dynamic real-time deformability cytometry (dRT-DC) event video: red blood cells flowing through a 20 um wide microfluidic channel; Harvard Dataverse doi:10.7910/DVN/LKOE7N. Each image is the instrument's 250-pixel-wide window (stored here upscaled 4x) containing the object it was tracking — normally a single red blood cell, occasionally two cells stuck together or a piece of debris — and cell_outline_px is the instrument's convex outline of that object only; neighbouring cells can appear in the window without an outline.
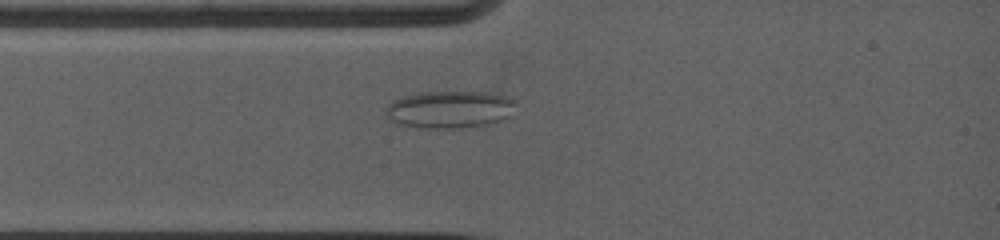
{"species": "common noctule bat (a hibernating species)", "species_latin": "Nyctalus noctula", "temperature_condition": "warm", "stored_images_in_passage": 7, "camera_frame_rate_fps": 5000, "um_per_image_px": 0.085, "animal": {"sex": "female", "body_mass_g": 19.0, "forearm_length_mm": 53.3}, "frame": {"image": 1, "passage_image": 3, "time_ms": 1.8, "image_size_px": [1000, 240], "cell_outline_px": [[516, 100], [508, 116], [500, 120], [484, 124], [460, 128], [420, 128], [396, 124], [384, 112], [388, 104], [392, 100], [404, 96], [420, 92], [484, 92], [508, 96]], "centroid_in_image_um": [38.16, 9.3], "position_along_channel_um": 46.8, "area_um2": 28.15}}
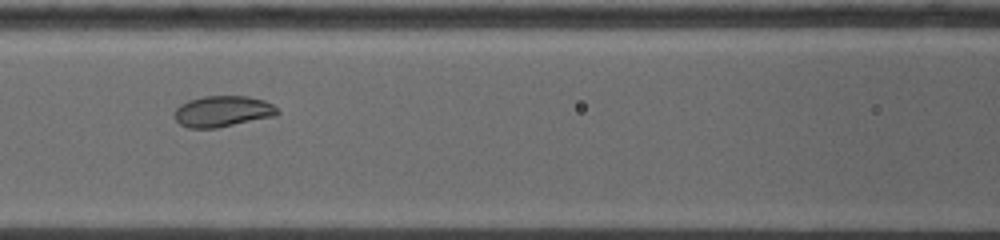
{"frame": {"image": 2, "passage_image": 6, "time_ms": 4.4, "image_size_px": [1000, 240], "cell_outline_px": [[280, 112], [276, 116], [216, 128], [188, 128], [180, 124], [172, 116], [176, 108], [180, 104], [188, 100], [204, 96], [248, 96], [264, 100], [272, 104]], "centroid_in_image_um": [18.9, 9.46], "position_along_channel_um": 147.7, "area_um2": 18.79}}
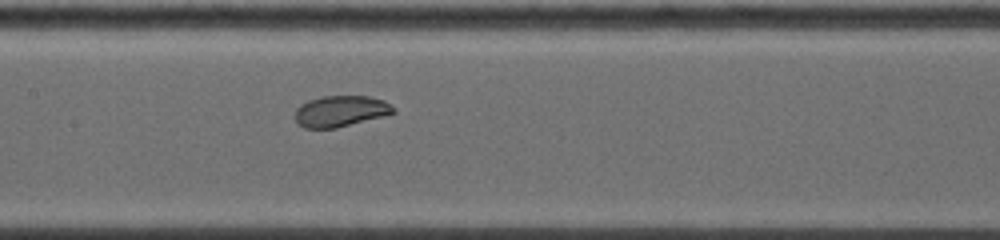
{"frame": {"image": 3, "passage_image": 7, "time_ms": 5.2, "image_size_px": [1000, 240], "cell_outline_px": [[396, 112], [384, 116], [336, 128], [304, 128], [296, 120], [296, 108], [300, 104], [308, 100], [324, 96], [368, 96], [384, 100], [392, 104], [396, 108]], "centroid_in_image_um": [28.99, 9.44], "position_along_channel_um": 178.4, "area_um2": 17.86}}